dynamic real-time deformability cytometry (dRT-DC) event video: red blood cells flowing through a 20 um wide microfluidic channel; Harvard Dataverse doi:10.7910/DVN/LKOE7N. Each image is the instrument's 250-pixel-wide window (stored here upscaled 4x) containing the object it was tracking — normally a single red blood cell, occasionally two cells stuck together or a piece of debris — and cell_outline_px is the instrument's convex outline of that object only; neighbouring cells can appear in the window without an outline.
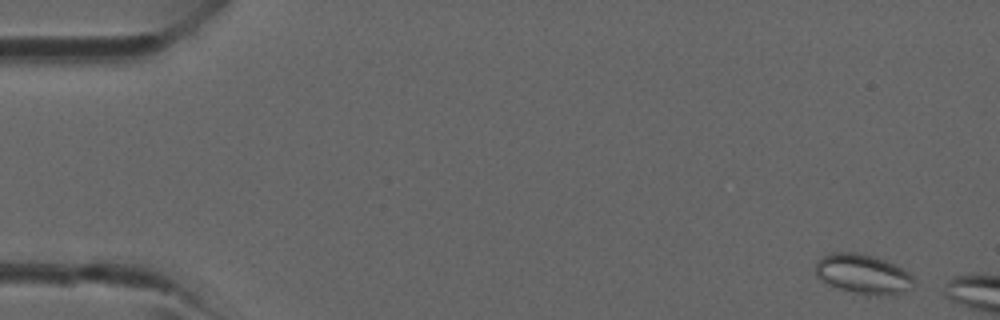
{"species": "common noctule bat (a hibernating species)", "species_latin": "Nyctalus noctula", "temperature_condition": "room temperature", "stored_images_in_passage": 3, "camera_frame_rate_fps": 3000, "um_per_image_px": 0.085, "animal": {"sex": "male", "forearm_length_mm": 52.5}, "frame": {"image": 1, "passage_image": 1, "time_ms": 0.0, "image_size_px": [1000, 320], "cell_outline_px": [[916, 280], [912, 288], [896, 296], [864, 296], [828, 284], [816, 276], [816, 264], [828, 252], [856, 252], [872, 256], [884, 260], [908, 272]], "centroid_in_image_um": [73.4, 23.33], "position_along_channel_um": 11.6, "area_um2": 22.95}}